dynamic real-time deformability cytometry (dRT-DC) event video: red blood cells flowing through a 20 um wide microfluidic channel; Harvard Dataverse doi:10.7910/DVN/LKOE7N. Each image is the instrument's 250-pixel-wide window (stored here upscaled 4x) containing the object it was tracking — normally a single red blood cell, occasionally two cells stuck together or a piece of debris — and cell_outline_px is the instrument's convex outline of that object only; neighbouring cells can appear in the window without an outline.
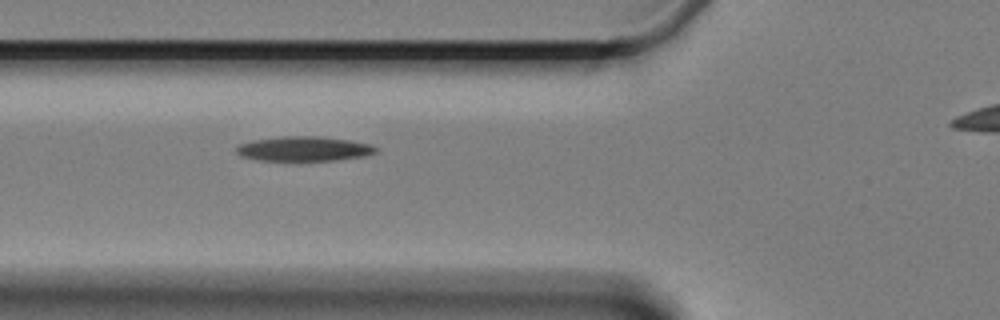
{"species": "Egyptian fruit bat (a non-hibernating species)", "species_latin": "Rousettus aegyptiacus", "temperature_condition": "cold", "stored_images_in_passage": 3, "camera_frame_rate_fps": 3000, "um_per_image_px": 0.085, "animal": {"sex": "female"}, "frame": {"image": 1, "passage_image": 3, "time_ms": 2.333, "image_size_px": [1000, 320], "cell_outline_px": [[376, 152], [364, 156], [336, 160], [256, 160], [240, 156], [236, 152], [236, 148], [240, 144], [252, 140], [284, 136], [320, 136], [348, 140], [372, 144], [376, 148]], "centroid_in_image_um": [25.81, 12.64], "position_along_channel_um": 100.0, "area_um2": 19.94}}